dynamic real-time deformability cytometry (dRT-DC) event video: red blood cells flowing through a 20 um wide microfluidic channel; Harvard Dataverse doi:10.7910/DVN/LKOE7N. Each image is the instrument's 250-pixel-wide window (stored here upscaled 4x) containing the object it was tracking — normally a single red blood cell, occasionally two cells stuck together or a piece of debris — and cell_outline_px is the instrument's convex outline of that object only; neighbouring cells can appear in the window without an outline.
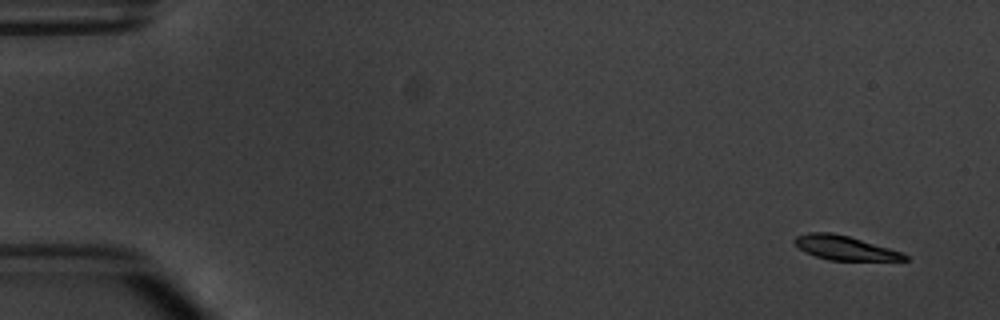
{"species": "common noctule bat (a hibernating species)", "species_latin": "Nyctalus noctula", "temperature_condition": "warm", "stored_images_in_passage": 4, "camera_frame_rate_fps": 3000, "um_per_image_px": 0.085, "animal": {"sex": "male", "body_mass_g": 20.1, "forearm_length_mm": 53.5}, "frame": {"image": 1, "passage_image": 1, "time_ms": 0.0, "image_size_px": [1000, 320], "cell_outline_px": [[908, 260], [828, 260], [816, 256], [800, 248], [792, 240], [796, 236], [808, 232], [832, 232], [848, 236], [904, 252], [908, 256]], "centroid_in_image_um": [71.83, 21.06], "position_along_channel_um": 13.2, "area_um2": 15.37}}
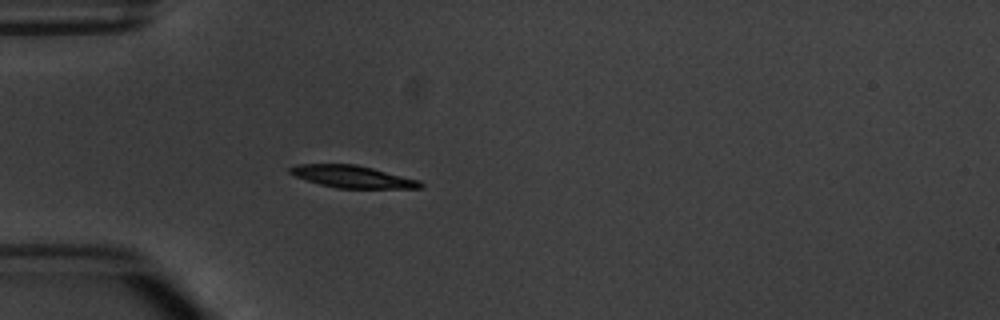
{"frame": {"image": 2, "passage_image": 4, "time_ms": 4.333, "image_size_px": [1000, 320], "cell_outline_px": [[424, 188], [336, 188], [320, 184], [296, 176], [288, 172], [288, 168], [296, 164], [356, 164], [420, 180], [424, 184]], "centroid_in_image_um": [29.98, 15.01], "position_along_channel_um": 55.0, "area_um2": 16.82}}